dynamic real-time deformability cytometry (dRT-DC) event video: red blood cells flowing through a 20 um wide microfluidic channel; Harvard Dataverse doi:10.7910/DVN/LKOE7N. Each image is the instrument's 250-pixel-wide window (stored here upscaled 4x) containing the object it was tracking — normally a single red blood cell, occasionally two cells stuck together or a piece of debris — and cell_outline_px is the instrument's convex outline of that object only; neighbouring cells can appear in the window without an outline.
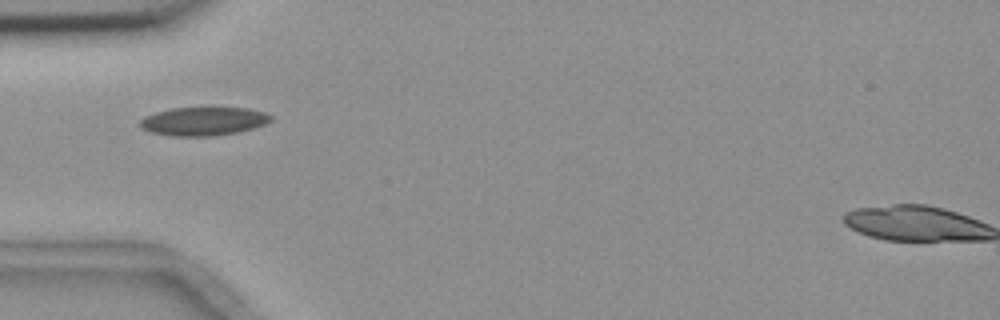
{"species": "common noctule bat (a hibernating species)", "species_latin": "Nyctalus noctula", "temperature_condition": "room temperature", "stored_images_in_passage": 3, "camera_frame_rate_fps": 3000, "um_per_image_px": 0.085, "animal": {"sex": "female", "body_mass_g": 18.4}, "frame": {"image": 1, "passage_image": 1, "time_ms": 0.0, "image_size_px": [1000, 320], "cell_outline_px": [[272, 120], [264, 124], [252, 128], [236, 132], [208, 136], [172, 136], [152, 132], [140, 128], [140, 120], [144, 116], [156, 112], [172, 108], [248, 108], [264, 112], [272, 116]], "centroid_in_image_um": [17.27, 10.3], "position_along_channel_um": 67.7, "area_um2": 21.5}}
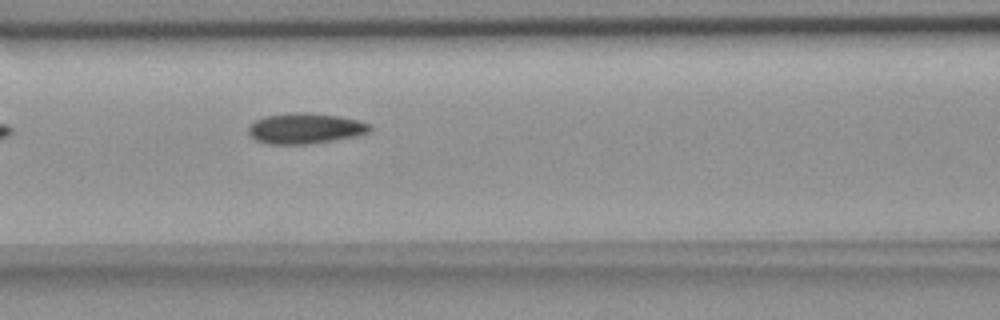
{"frame": {"image": 2, "passage_image": 3, "time_ms": 2.0, "image_size_px": [1000, 320], "cell_outline_px": [[372, 128], [368, 132], [356, 136], [336, 140], [308, 144], [268, 144], [256, 140], [248, 132], [248, 124], [264, 116], [292, 112], [308, 112], [340, 116], [356, 120], [368, 124]], "centroid_in_image_um": [25.91, 10.91], "position_along_channel_um": 140.7, "area_um2": 21.73}}